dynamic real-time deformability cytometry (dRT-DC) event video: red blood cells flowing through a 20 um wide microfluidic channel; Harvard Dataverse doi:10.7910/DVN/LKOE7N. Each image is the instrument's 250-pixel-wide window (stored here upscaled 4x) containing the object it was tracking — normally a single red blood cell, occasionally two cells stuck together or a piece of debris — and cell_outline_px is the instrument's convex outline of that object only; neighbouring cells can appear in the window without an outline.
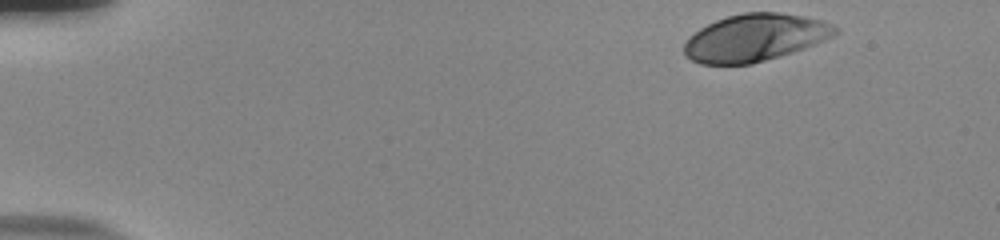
{"species": "human", "species_latin": "Homo sapiens", "temperature_condition": "room temperature", "stored_images_in_passage": 42, "camera_frame_rate_fps": 3000, "um_per_image_px": 0.085, "donor": {"sex": "male"}, "frame": {"image": 1, "passage_image": 1, "time_ms": 0.0, "image_size_px": [1000, 240], "cell_outline_px": [[840, 32], [816, 44], [780, 56], [752, 64], [700, 64], [684, 56], [684, 44], [700, 28], [716, 20], [728, 16], [744, 12], [780, 12], [804, 16], [820, 20], [832, 24], [840, 28]], "centroid_in_image_um": [64.2, 3.2], "position_along_channel_um": 20.8, "area_um2": 41.56}}
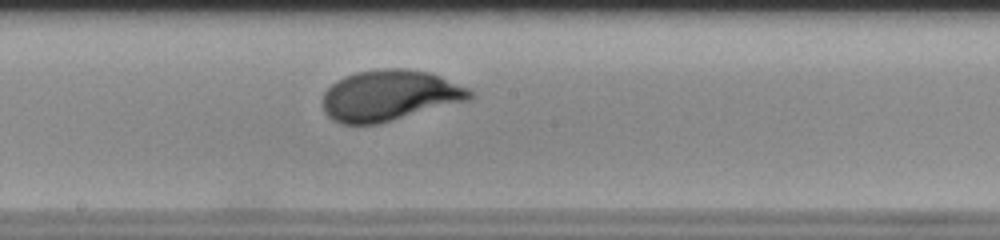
{"frame": {"image": 2, "passage_image": 26, "time_ms": 8.333, "image_size_px": [1000, 240], "cell_outline_px": [[476, 96], [468, 100], [380, 124], [340, 124], [332, 120], [324, 112], [324, 92], [336, 80], [344, 76], [356, 72], [384, 68], [408, 68], [428, 72], [440, 76], [468, 88]], "centroid_in_image_um": [33.11, 8.12], "position_along_channel_um": 215.1, "area_um2": 43.7}}
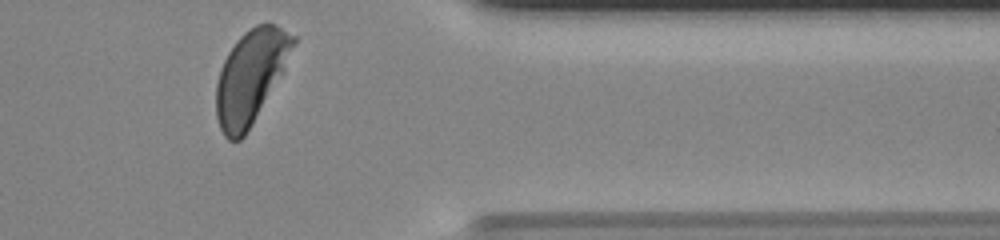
{"frame": {"image": 3, "passage_image": 41, "time_ms": 13.333, "image_size_px": [1000, 240], "cell_outline_px": [[296, 40], [284, 68], [252, 124], [244, 136], [240, 140], [228, 140], [224, 136], [220, 128], [216, 116], [216, 84], [220, 68], [228, 52], [236, 40], [244, 32], [256, 24], [268, 20], [296, 36]], "centroid_in_image_um": [21.28, 6.47], "position_along_channel_um": 390.1, "area_um2": 41.44}, "authors_computed_cell_mechanics": {"area_um2": 42.1073, "velocity_mm_per_s": 3.7367, "shape_relaxation_time_tau1_ms": 2.9763, "shape_relaxation_time_tau2_ms": null, "deformation_change_tau1": 0.1724, "deformation_change_tau2": null}}